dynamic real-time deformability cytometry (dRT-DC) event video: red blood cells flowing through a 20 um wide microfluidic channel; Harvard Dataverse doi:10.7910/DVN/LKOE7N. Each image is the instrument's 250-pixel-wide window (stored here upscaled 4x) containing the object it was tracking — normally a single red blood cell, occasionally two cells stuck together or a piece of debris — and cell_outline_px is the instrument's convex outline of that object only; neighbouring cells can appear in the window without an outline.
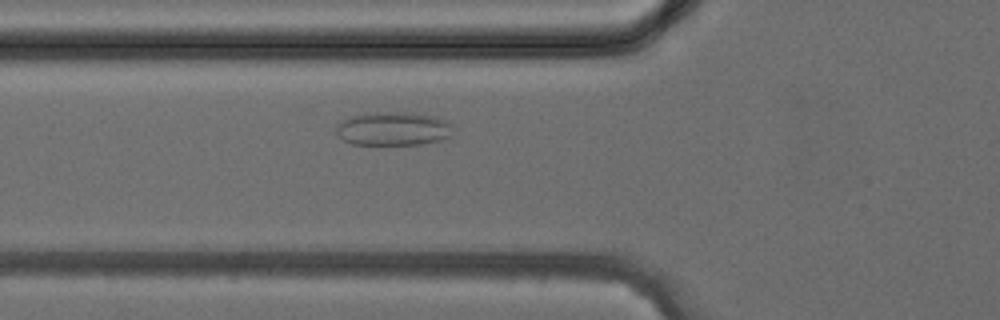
{"species": "common noctule bat (a hibernating species)", "species_latin": "Nyctalus noctula", "temperature_condition": "cold", "stored_images_in_passage": 31, "camera_frame_rate_fps": 3000, "um_per_image_px": 0.085, "animal": {"sex": "female", "body_mass_g": 24.6, "forearm_length_mm": 56.2}, "frame": {"image": 1, "passage_image": 6, "time_ms": 1.667, "image_size_px": [1000, 320], "cell_outline_px": [[452, 136], [440, 140], [420, 144], [352, 144], [344, 140], [336, 132], [336, 124], [340, 120], [348, 116], [364, 112], [412, 112], [436, 116], [448, 120], [452, 124]], "centroid_in_image_um": [33.42, 10.91], "position_along_channel_um": 92.4, "area_um2": 23.41}}
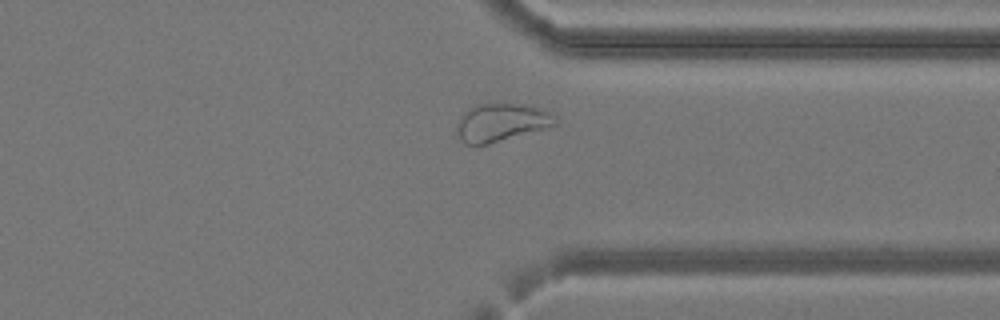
{"frame": {"image": 2, "passage_image": 22, "time_ms": 7.0, "image_size_px": [1000, 320], "cell_outline_px": [[556, 124], [544, 128], [488, 144], [464, 144], [460, 140], [456, 132], [456, 124], [464, 112], [476, 104], [488, 100], [524, 104], [548, 112], [556, 120]], "centroid_in_image_um": [42.51, 10.36], "position_along_channel_um": 368.9, "area_um2": 21.96}}
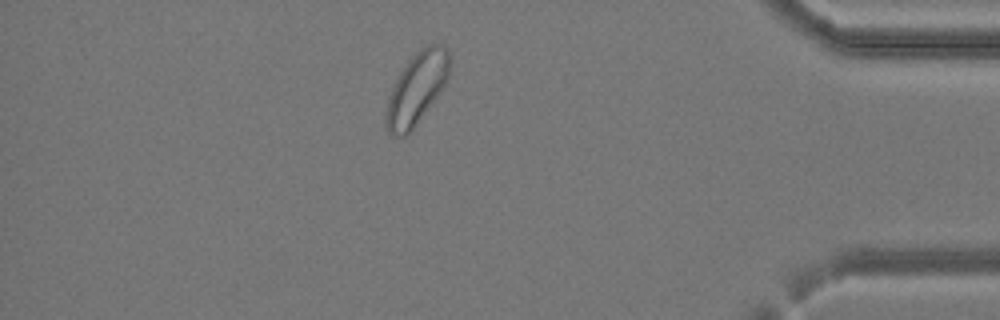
{"frame": {"image": 3, "passage_image": 26, "time_ms": 8.333, "image_size_px": [1000, 320], "cell_outline_px": [[448, 76], [444, 84], [436, 96], [412, 128], [404, 136], [392, 136], [388, 132], [384, 120], [384, 116], [388, 100], [392, 88], [400, 72], [408, 60], [420, 48], [428, 44], [444, 44], [448, 48]], "centroid_in_image_um": [35.38, 7.49], "position_along_channel_um": 399.8, "area_um2": 25.84}}